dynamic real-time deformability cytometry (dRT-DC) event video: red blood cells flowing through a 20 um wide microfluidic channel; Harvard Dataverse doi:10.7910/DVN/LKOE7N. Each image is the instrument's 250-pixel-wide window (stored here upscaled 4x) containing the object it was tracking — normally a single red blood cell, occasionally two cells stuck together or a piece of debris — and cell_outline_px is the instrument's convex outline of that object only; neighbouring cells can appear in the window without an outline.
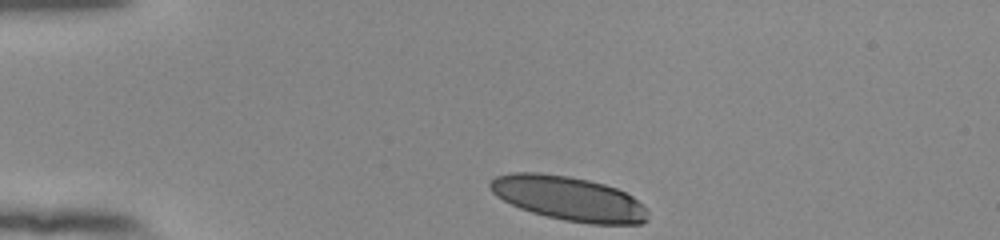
{"species": "human", "species_latin": "Homo sapiens", "temperature_condition": "room temperature", "stored_images_in_passage": 34, "camera_frame_rate_fps": 3000, "um_per_image_px": 0.085, "donor": {"sex": "female"}, "frame": {"image": 1, "passage_image": 1, "time_ms": 0.0, "image_size_px": [1000, 240], "cell_outline_px": [[648, 220], [640, 224], [588, 224], [564, 220], [532, 212], [520, 208], [496, 196], [488, 188], [488, 184], [496, 176], [512, 172], [540, 172], [568, 176], [588, 180], [604, 184], [616, 188], [632, 196], [648, 208]], "centroid_in_image_um": [48.35, 16.87], "position_along_channel_um": 36.6, "area_um2": 40.81}}
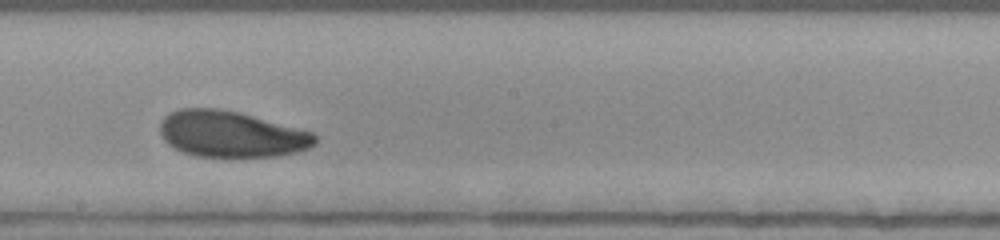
{"frame": {"image": 2, "passage_image": 20, "time_ms": 6.333, "image_size_px": [1000, 240], "cell_outline_px": [[316, 144], [308, 148], [296, 152], [276, 156], [196, 156], [184, 152], [168, 144], [164, 140], [160, 132], [160, 120], [168, 112], [180, 108], [216, 108], [240, 112], [312, 132], [316, 136]], "centroid_in_image_um": [19.62, 11.38], "position_along_channel_um": 228.6, "area_um2": 41.62}}
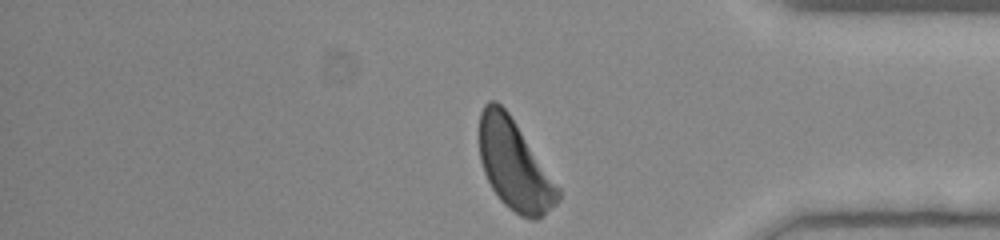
{"frame": {"image": 3, "passage_image": 34, "time_ms": 11.0, "image_size_px": [1000, 240], "cell_outline_px": [[560, 200], [556, 204], [536, 220], [532, 220], [520, 216], [508, 208], [500, 200], [492, 188], [484, 172], [480, 160], [480, 112], [484, 104], [488, 100], [496, 100], [508, 112], [560, 188]], "centroid_in_image_um": [43.72, 14.04], "position_along_channel_um": 391.5, "area_um2": 40.92}, "authors_computed_cell_mechanics": {"area_um2": 42.3385, "velocity_mm_per_s": 3.8428, "shape_relaxation_time_tau1_ms": 3.3173, "shape_relaxation_time_tau2_ms": 3.7467, "deformation_change_tau1": 0.1086, "deformation_change_tau2": 0.1012}}